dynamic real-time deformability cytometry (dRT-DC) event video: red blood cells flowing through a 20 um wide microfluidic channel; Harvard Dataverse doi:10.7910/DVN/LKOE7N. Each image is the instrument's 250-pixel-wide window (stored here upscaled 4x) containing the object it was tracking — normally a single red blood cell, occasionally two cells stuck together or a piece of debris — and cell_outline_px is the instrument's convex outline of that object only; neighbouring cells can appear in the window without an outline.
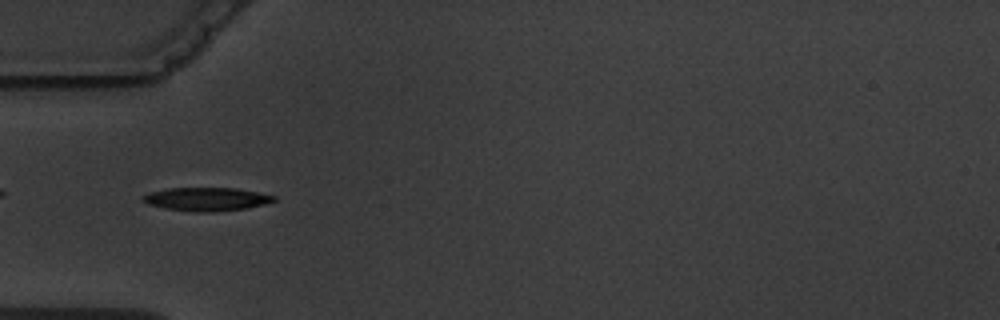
{"species": "common noctule bat (a hibernating species)", "species_latin": "Nyctalus noctula", "temperature_condition": "warm", "stored_images_in_passage": 5, "camera_frame_rate_fps": 3000, "um_per_image_px": 0.085, "animal": {"sex": "male", "body_mass_g": 19.5, "forearm_length_mm": 54.6}, "frame": {"image": 1, "passage_image": 4, "time_ms": 4.0, "image_size_px": [1000, 320], "cell_outline_px": [[276, 200], [264, 204], [244, 208], [212, 212], [196, 212], [164, 208], [148, 204], [140, 200], [140, 196], [152, 192], [168, 188], [236, 188], [276, 196]], "centroid_in_image_um": [17.51, 16.92], "position_along_channel_um": 67.5, "area_um2": 17.74}}